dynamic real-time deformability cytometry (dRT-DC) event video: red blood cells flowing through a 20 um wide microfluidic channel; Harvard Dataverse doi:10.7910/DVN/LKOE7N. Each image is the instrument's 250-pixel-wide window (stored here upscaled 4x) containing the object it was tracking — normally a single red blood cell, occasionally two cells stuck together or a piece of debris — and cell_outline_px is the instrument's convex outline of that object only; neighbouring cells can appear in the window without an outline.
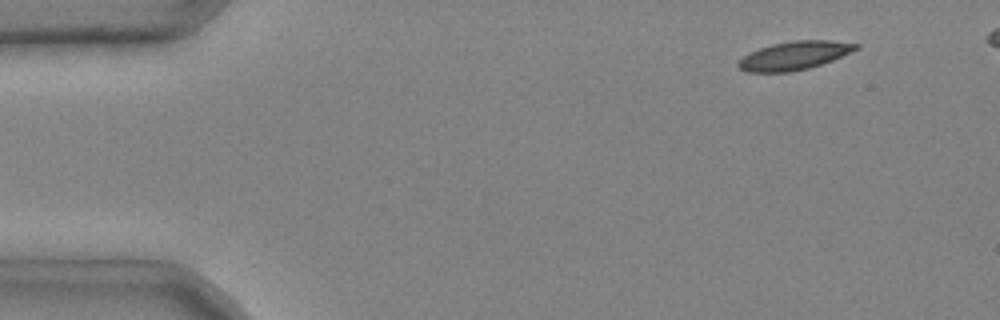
{"species": "common noctule bat (a hibernating species)", "species_latin": "Nyctalus noctula", "temperature_condition": "cold", "stored_images_in_passage": 5, "camera_frame_rate_fps": 3000, "um_per_image_px": 0.085, "animal": {"sex": "male", "body_mass_g": 20.4}, "frame": {"image": 1, "passage_image": 2, "time_ms": 0.333, "image_size_px": [1000, 320], "cell_outline_px": [[860, 48], [832, 60], [808, 68], [788, 72], [748, 72], [740, 68], [736, 64], [744, 56], [760, 48], [772, 44], [792, 40], [828, 40], [860, 44]], "centroid_in_image_um": [67.54, 4.71], "position_along_channel_um": 17.5, "area_um2": 19.25}}